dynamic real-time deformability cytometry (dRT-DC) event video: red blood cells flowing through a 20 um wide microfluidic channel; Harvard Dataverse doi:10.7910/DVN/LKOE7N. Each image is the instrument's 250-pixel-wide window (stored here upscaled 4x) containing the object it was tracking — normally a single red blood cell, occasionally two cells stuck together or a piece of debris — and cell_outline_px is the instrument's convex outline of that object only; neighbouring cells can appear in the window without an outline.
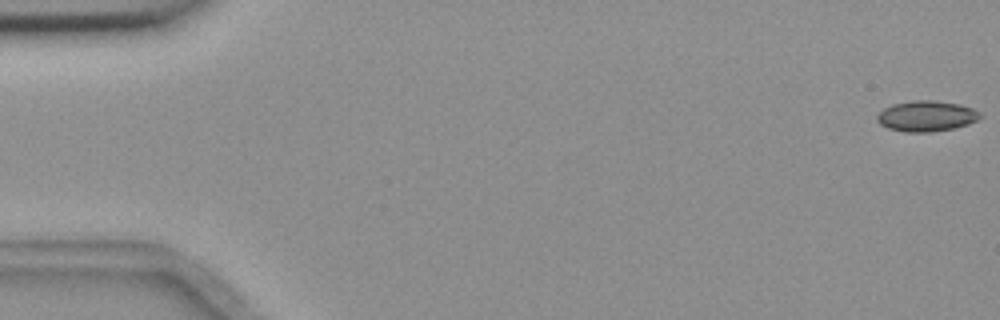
{"species": "common noctule bat (a hibernating species)", "species_latin": "Nyctalus noctula", "temperature_condition": "room temperature", "stored_images_in_passage": 6, "segment_of_instrument_passage": [1, 2], "camera_frame_rate_fps": 3000, "um_per_image_px": 0.085, "animal": {"sex": "female", "body_mass_g": 18.4}, "frame": {"image": 1, "passage_image": 1, "time_ms": 0.0, "image_size_px": [1000, 320], "cell_outline_px": [[984, 116], [968, 124], [952, 128], [928, 132], [904, 132], [888, 128], [880, 124], [876, 120], [876, 116], [884, 108], [892, 104], [912, 100], [932, 100], [960, 104], [972, 108], [980, 112]], "centroid_in_image_um": [78.74, 9.86], "position_along_channel_um": 6.3, "area_um2": 18.44}}
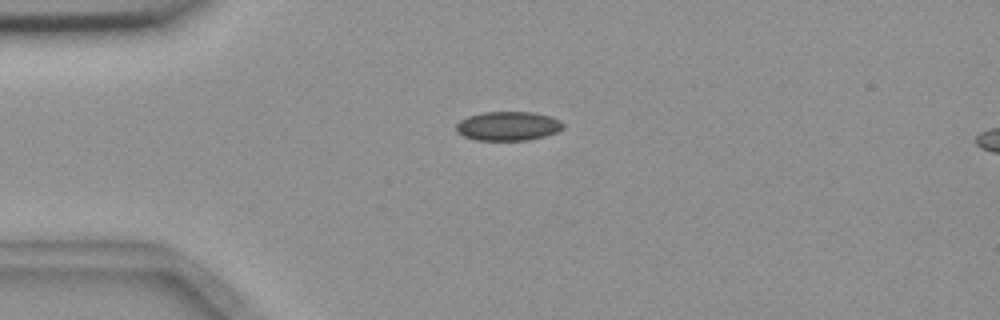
{"frame": {"image": 2, "passage_image": 4, "time_ms": 4.333, "image_size_px": [1000, 320], "cell_outline_px": [[564, 128], [556, 132], [544, 136], [528, 140], [476, 140], [464, 136], [456, 132], [456, 124], [460, 120], [468, 116], [484, 112], [532, 112], [548, 116], [560, 120], [564, 124]], "centroid_in_image_um": [43.17, 10.71], "position_along_channel_um": 41.8, "area_um2": 18.09}}